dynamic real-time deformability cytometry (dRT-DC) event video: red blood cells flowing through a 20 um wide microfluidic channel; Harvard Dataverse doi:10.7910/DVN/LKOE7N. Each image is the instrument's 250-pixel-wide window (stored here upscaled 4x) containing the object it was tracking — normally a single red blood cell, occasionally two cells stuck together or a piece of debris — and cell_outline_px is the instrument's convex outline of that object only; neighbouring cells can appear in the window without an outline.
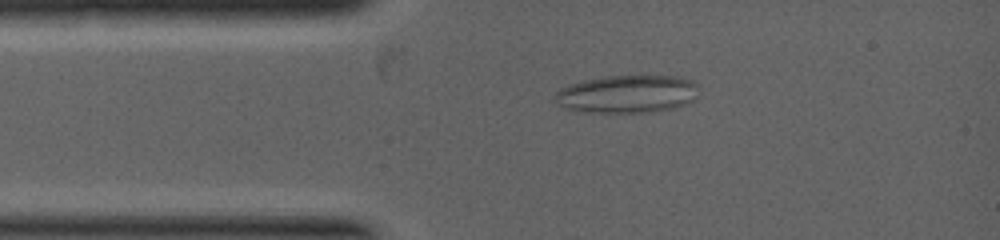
{"species": "common noctule bat (a hibernating species)", "species_latin": "Nyctalus noctula", "temperature_condition": "warm", "stored_images_in_passage": 5, "camera_frame_rate_fps": 5000, "um_per_image_px": 0.085, "animal": {"sex": "female", "body_mass_g": 19.0, "forearm_length_mm": 53.3}, "frame": {"image": 1, "passage_image": 5, "time_ms": 2.0, "image_size_px": [1000, 240], "cell_outline_px": [[700, 92], [696, 100], [688, 104], [676, 108], [652, 112], [584, 112], [564, 108], [556, 104], [552, 100], [552, 96], [560, 88], [568, 84], [584, 80], [604, 76], [680, 76], [692, 80], [696, 84]], "centroid_in_image_um": [53.32, 8.0], "position_along_channel_um": 31.7, "area_um2": 32.48}}